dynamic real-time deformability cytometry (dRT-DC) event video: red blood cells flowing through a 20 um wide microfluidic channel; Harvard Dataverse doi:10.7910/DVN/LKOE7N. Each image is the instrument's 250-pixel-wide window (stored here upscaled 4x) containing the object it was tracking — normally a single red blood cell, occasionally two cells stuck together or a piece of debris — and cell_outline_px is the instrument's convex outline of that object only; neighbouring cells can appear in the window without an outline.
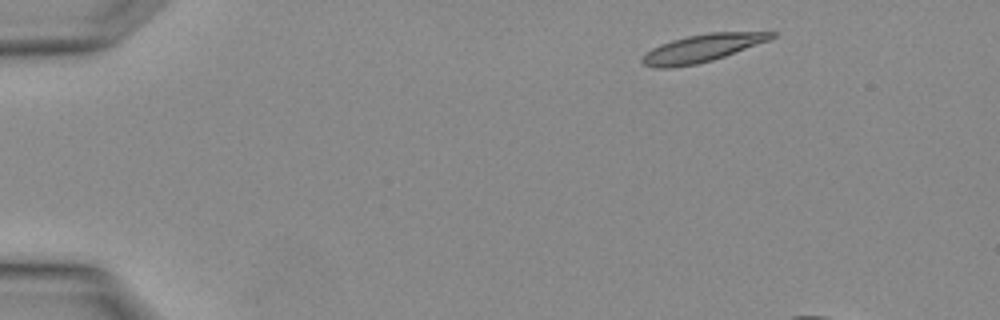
{"species": "Egyptian fruit bat (a non-hibernating species)", "species_latin": "Rousettus aegyptiacus", "temperature_condition": "warm", "stored_images_in_passage": 2, "segment_of_instrument_passage": [2, 2], "camera_frame_rate_fps": 3000, "um_per_image_px": 0.085, "animal": {"sex": "female"}, "frame": {"image": 1, "passage_image": 2, "time_ms": 0.333, "image_size_px": [1000, 320], "cell_outline_px": [[776, 36], [768, 40], [724, 56], [712, 60], [696, 64], [672, 68], [652, 68], [644, 64], [640, 60], [652, 48], [660, 44], [672, 40], [688, 36], [708, 32], [776, 32]], "centroid_in_image_um": [59.64, 4.1], "position_along_channel_um": 25.4, "area_um2": 20.52}}